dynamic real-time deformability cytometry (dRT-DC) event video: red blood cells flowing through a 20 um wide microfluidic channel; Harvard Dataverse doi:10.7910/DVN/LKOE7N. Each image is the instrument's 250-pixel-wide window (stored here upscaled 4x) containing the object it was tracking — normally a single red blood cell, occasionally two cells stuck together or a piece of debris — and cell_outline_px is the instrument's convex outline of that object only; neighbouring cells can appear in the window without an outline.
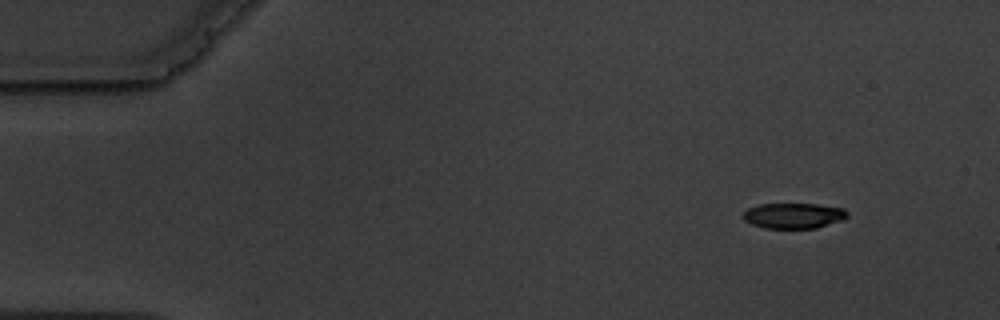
{"species": "common noctule bat (a hibernating species)", "species_latin": "Nyctalus noctula", "temperature_condition": "warm", "stored_images_in_passage": 9, "camera_frame_rate_fps": 3000, "um_per_image_px": 0.085, "animal": {"sex": "male", "body_mass_g": 19.5, "forearm_length_mm": 54.6}, "frame": {"image": 1, "passage_image": 1, "time_ms": 0.0, "image_size_px": [1000, 320], "cell_outline_px": [[848, 216], [844, 220], [816, 228], [764, 228], [752, 224], [744, 220], [744, 212], [748, 208], [760, 204], [816, 204], [844, 208], [848, 212]], "centroid_in_image_um": [67.5, 18.33], "position_along_channel_um": 17.5, "area_um2": 15.49}}
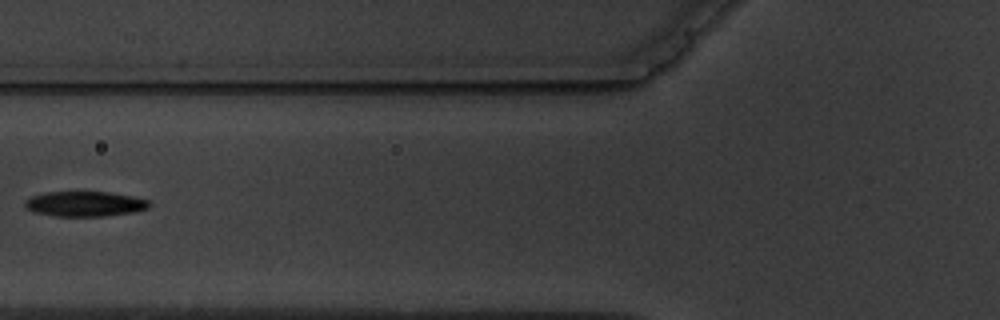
{"frame": {"image": 2, "passage_image": 6, "time_ms": 5.667, "image_size_px": [1000, 320], "cell_outline_px": [[152, 204], [148, 208], [132, 212], [104, 216], [56, 216], [36, 212], [28, 208], [24, 204], [24, 200], [32, 196], [44, 192], [112, 192], [132, 196], [148, 200]], "centroid_in_image_um": [7.23, 17.32], "position_along_channel_um": 118.6, "area_um2": 18.09}}
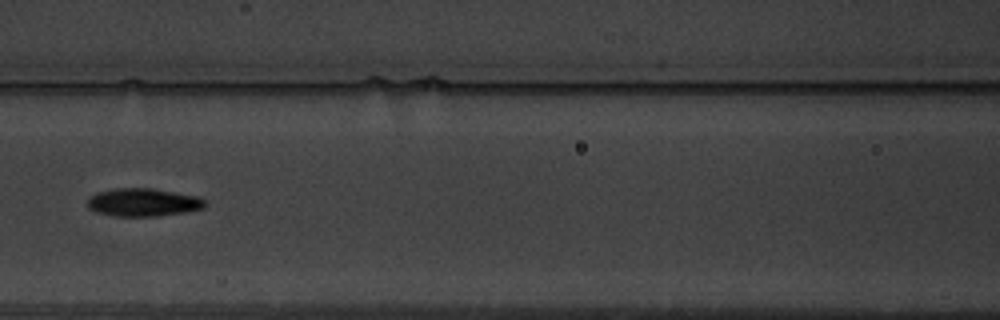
{"frame": {"image": 3, "passage_image": 7, "time_ms": 6.667, "image_size_px": [1000, 320], "cell_outline_px": [[208, 204], [204, 208], [184, 212], [160, 216], [112, 216], [96, 212], [88, 208], [88, 196], [96, 192], [116, 188], [152, 188], [200, 196]], "centroid_in_image_um": [12.17, 17.19], "position_along_channel_um": 154.4, "area_um2": 19.48}}